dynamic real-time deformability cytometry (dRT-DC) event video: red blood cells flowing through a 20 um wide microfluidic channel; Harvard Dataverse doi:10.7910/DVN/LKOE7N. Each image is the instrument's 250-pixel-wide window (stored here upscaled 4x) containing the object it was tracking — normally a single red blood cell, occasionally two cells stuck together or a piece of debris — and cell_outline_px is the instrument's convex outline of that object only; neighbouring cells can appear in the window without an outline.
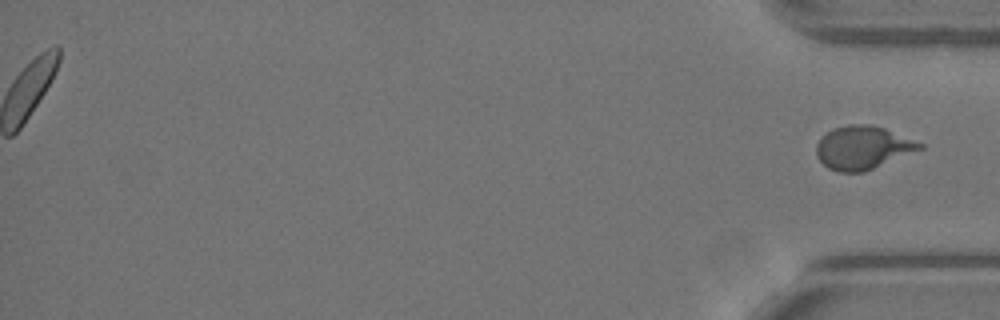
{"species": "Egyptian fruit bat (a non-hibernating species)", "species_latin": "Rousettus aegyptiacus", "temperature_condition": "warm", "stored_images_in_passage": 47, "segment_of_instrument_passage": [2, 2], "camera_frame_rate_fps": 3000, "um_per_image_px": 0.085, "animal": {"sex": "female"}, "frame": {"image": 1, "passage_image": 47, "time_ms": 15.333, "image_size_px": [1000, 320], "cell_outline_px": [[924, 148], [864, 172], [840, 172], [828, 168], [816, 156], [816, 144], [832, 128], [848, 124], [872, 124], [884, 128], [924, 144]], "centroid_in_image_um": [73.33, 12.54], "position_along_channel_um": 361.9, "area_um2": 25.95}}